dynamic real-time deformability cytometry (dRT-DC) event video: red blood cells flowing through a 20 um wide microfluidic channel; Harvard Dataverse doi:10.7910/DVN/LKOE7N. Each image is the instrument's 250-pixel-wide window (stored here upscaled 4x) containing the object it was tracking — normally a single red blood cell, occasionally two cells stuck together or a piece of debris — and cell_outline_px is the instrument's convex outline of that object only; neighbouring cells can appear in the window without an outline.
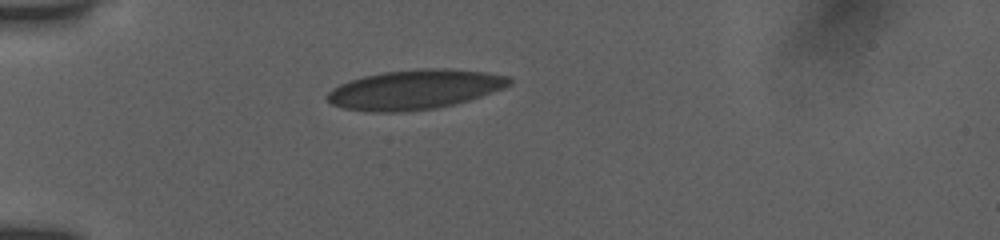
{"species": "human", "species_latin": "Homo sapiens", "temperature_condition": "room temperature", "stored_images_in_passage": 39, "camera_frame_rate_fps": 3000, "um_per_image_px": 0.085, "donor": {"sex": "female"}, "frame": {"image": 1, "passage_image": 1, "time_ms": 0.0, "image_size_px": [1000, 240], "cell_outline_px": [[512, 84], [504, 88], [468, 100], [436, 108], [400, 112], [372, 112], [344, 108], [332, 104], [324, 96], [332, 88], [340, 84], [364, 76], [384, 72], [424, 68], [448, 68], [484, 72], [512, 76]], "centroid_in_image_um": [35.27, 7.6], "position_along_channel_um": 49.7, "area_um2": 41.91}}
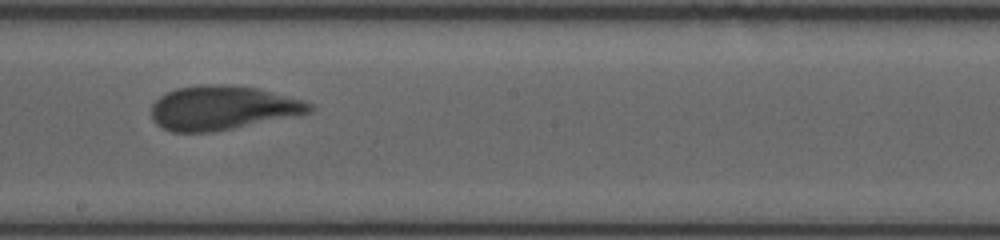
{"frame": {"image": 2, "passage_image": 17, "time_ms": 5.333, "image_size_px": [1000, 240], "cell_outline_px": [[316, 108], [312, 112], [300, 116], [212, 132], [172, 132], [160, 128], [152, 120], [152, 104], [160, 96], [176, 88], [200, 84], [224, 84], [256, 88], [304, 100], [312, 104]], "centroid_in_image_um": [18.94, 9.18], "position_along_channel_um": 229.3, "area_um2": 41.15}}
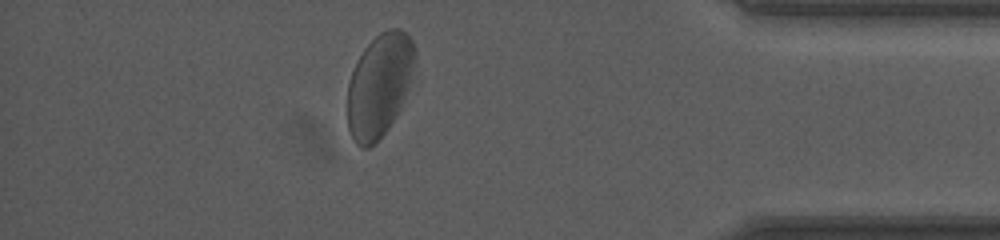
{"frame": {"image": 3, "passage_image": 33, "time_ms": 10.667, "image_size_px": [1000, 240], "cell_outline_px": [[416, 60], [408, 88], [400, 108], [396, 116], [388, 128], [376, 144], [368, 148], [360, 148], [352, 140], [348, 128], [348, 84], [356, 60], [364, 48], [380, 32], [388, 28], [400, 28], [412, 40], [416, 48]], "centroid_in_image_um": [32.24, 7.26], "position_along_channel_um": 403.0, "area_um2": 40.92}, "authors_computed_cell_mechanics": {"area_um2": 41.1536, "velocity_mm_per_s": 3.815, "shape_relaxation_time_tau1_ms": 3.9454, "shape_relaxation_time_tau2_ms": 0.7021, "deformation_change_tau1": 0.1092, "deformation_change_tau2": 0.0475}}